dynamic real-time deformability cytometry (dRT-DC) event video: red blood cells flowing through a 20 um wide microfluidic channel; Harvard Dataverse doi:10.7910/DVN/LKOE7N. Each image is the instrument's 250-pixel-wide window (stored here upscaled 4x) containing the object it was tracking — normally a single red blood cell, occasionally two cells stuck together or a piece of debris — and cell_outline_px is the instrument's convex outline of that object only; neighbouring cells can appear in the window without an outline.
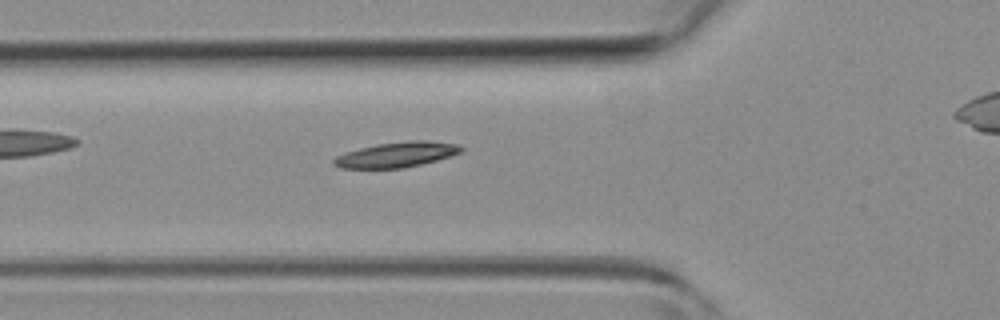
{"species": "common noctule bat (a hibernating species)", "species_latin": "Nyctalus noctula", "temperature_condition": "room temperature", "stored_images_in_passage": 32, "camera_frame_rate_fps": 3000, "um_per_image_px": 0.085, "animal": {"sex": "female", "body_mass_g": 19.3, "forearm_length_mm": 54.1}, "frame": {"image": 1, "passage_image": 2, "time_ms": 0.333, "image_size_px": [1000, 320], "cell_outline_px": [[464, 148], [460, 152], [436, 160], [404, 168], [340, 168], [332, 164], [332, 160], [336, 156], [360, 148], [376, 144], [416, 140], [428, 140], [460, 144]], "centroid_in_image_um": [33.71, 13.14], "position_along_channel_um": 92.1, "area_um2": 18.55}}
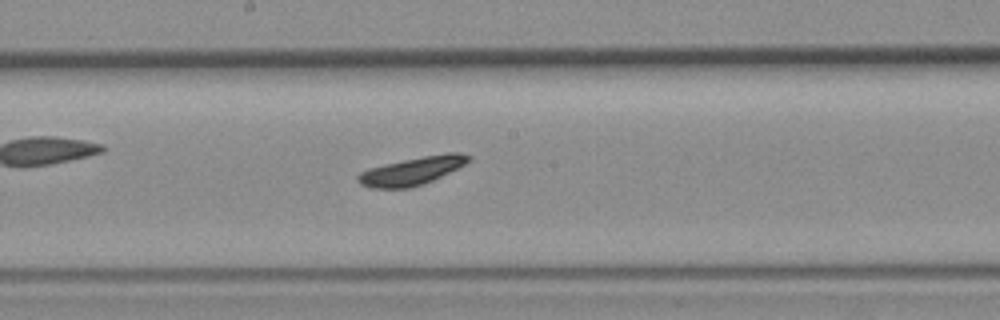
{"frame": {"image": 2, "passage_image": 10, "time_ms": 3.0, "image_size_px": [1000, 320], "cell_outline_px": [[472, 160], [424, 184], [412, 188], [372, 188], [360, 184], [356, 180], [356, 176], [360, 172], [368, 168], [384, 164], [424, 156], [448, 152], [460, 152], [472, 156]], "centroid_in_image_um": [35.0, 14.53], "position_along_channel_um": 213.2, "area_um2": 17.98}}
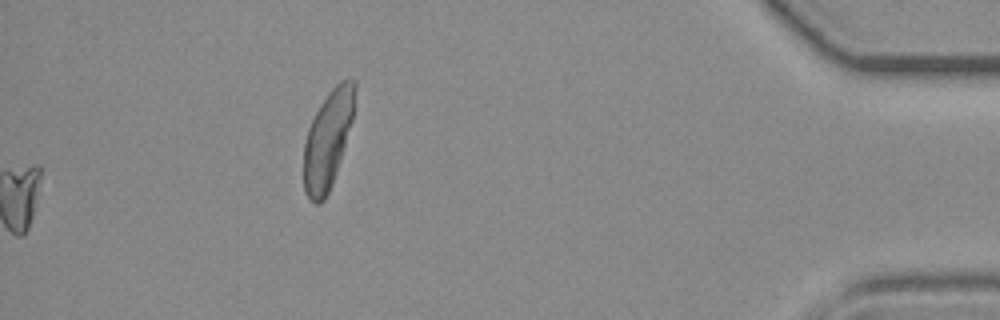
{"frame": {"image": 3, "passage_image": 32, "time_ms": 10.333, "image_size_px": [1000, 320], "cell_outline_px": [[356, 88], [352, 120], [336, 172], [332, 184], [324, 200], [320, 204], [316, 204], [304, 192], [304, 144], [308, 128], [320, 104], [328, 92], [340, 80], [356, 80]], "centroid_in_image_um": [27.86, 11.85], "position_along_channel_um": 407.3, "area_um2": 28.67}}